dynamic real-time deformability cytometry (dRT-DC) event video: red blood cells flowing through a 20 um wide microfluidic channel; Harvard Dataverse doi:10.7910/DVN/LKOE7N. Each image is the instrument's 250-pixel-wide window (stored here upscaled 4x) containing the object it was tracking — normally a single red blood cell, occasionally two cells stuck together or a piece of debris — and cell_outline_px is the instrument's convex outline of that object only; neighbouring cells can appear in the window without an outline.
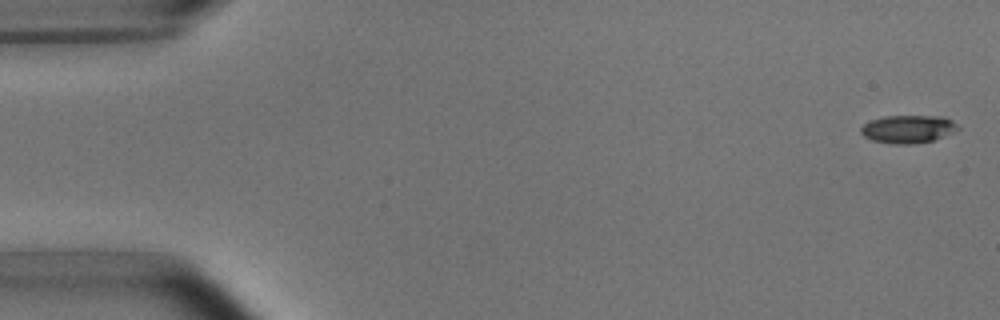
{"species": "common noctule bat (a hibernating species)", "species_latin": "Nyctalus noctula", "temperature_condition": "room temperature", "stored_images_in_passage": 4, "camera_frame_rate_fps": 3000, "um_per_image_px": 0.085, "animal": {"sex": "male", "body_mass_g": 15.6}, "frame": {"image": 1, "passage_image": 1, "time_ms": 0.0, "image_size_px": [1000, 320], "cell_outline_px": [[960, 128], [932, 140], [912, 144], [896, 144], [872, 140], [864, 136], [860, 132], [860, 128], [864, 124], [872, 120], [884, 116], [944, 116], [960, 124]], "centroid_in_image_um": [77.19, 10.95], "position_along_channel_um": 7.8, "area_um2": 15.66}}
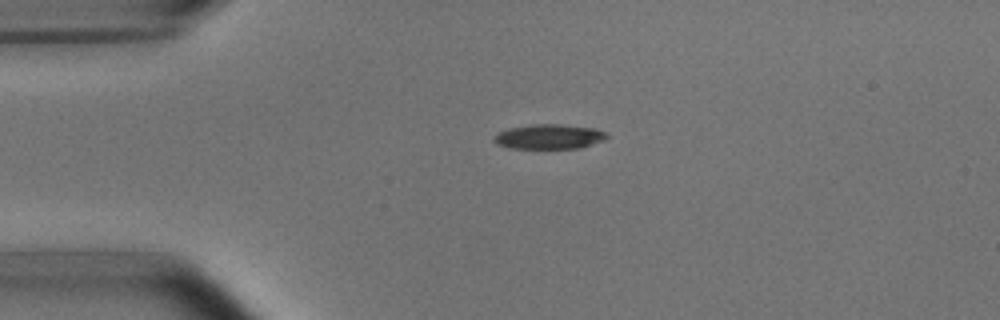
{"frame": {"image": 2, "passage_image": 4, "time_ms": 3.667, "image_size_px": [1000, 320], "cell_outline_px": [[608, 136], [604, 140], [580, 148], [508, 148], [496, 144], [492, 140], [500, 132], [508, 128], [536, 124], [560, 124], [596, 128], [604, 132]], "centroid_in_image_um": [46.68, 11.61], "position_along_channel_um": 38.3, "area_um2": 16.18}}